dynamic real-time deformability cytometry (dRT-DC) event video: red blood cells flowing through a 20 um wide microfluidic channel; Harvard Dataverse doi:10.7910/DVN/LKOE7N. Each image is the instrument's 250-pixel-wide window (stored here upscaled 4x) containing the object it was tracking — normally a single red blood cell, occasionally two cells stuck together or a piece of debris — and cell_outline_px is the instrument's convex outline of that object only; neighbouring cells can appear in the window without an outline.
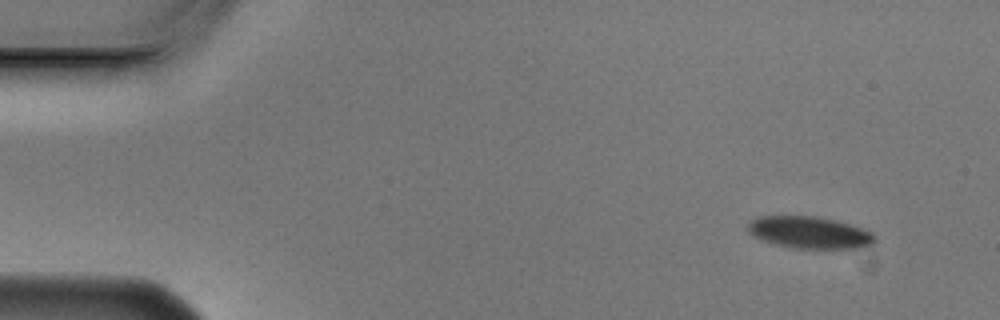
{"species": "Egyptian fruit bat (a non-hibernating species)", "species_latin": "Rousettus aegyptiacus", "temperature_condition": "cold", "stored_images_in_passage": 3, "camera_frame_rate_fps": 3000, "um_per_image_px": 0.085, "animal": {"sex": "male"}, "frame": {"image": 1, "passage_image": 1, "time_ms": 0.0, "image_size_px": [1000, 320], "cell_outline_px": [[876, 240], [872, 244], [856, 248], [796, 248], [764, 240], [748, 232], [748, 224], [756, 216], [816, 216], [836, 220], [872, 232], [876, 236]], "centroid_in_image_um": [68.83, 19.74], "position_along_channel_um": 16.2, "area_um2": 23.24}}